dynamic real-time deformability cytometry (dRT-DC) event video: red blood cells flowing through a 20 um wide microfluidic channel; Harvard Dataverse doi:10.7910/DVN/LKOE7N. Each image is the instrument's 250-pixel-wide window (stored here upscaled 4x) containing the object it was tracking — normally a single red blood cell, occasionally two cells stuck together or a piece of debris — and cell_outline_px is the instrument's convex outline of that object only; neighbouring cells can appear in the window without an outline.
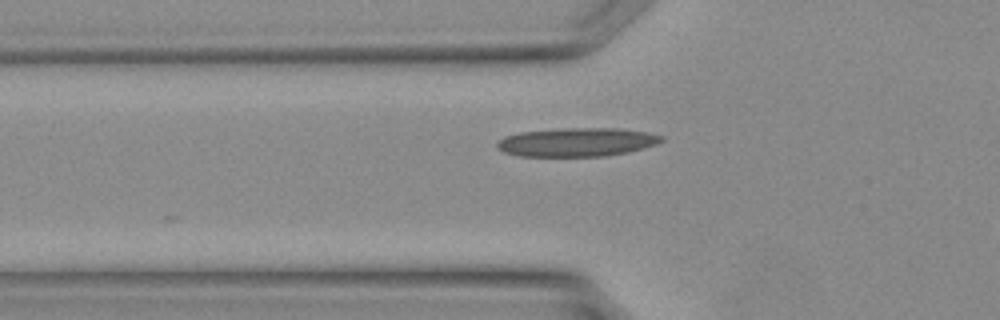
{"species": "Egyptian fruit bat (a non-hibernating species)", "species_latin": "Rousettus aegyptiacus", "temperature_condition": "warm", "stored_images_in_passage": 4, "camera_frame_rate_fps": 3000, "um_per_image_px": 0.085, "animal": {"sex": "female"}, "frame": {"image": 1, "passage_image": 4, "time_ms": 1.0, "image_size_px": [1000, 320], "cell_outline_px": [[664, 140], [656, 144], [644, 148], [628, 152], [604, 156], [520, 156], [504, 152], [496, 144], [504, 136], [520, 132], [564, 128], [620, 128], [648, 132], [664, 136]], "centroid_in_image_um": [49.08, 12.07], "position_along_channel_um": 76.7, "area_um2": 27.46}}